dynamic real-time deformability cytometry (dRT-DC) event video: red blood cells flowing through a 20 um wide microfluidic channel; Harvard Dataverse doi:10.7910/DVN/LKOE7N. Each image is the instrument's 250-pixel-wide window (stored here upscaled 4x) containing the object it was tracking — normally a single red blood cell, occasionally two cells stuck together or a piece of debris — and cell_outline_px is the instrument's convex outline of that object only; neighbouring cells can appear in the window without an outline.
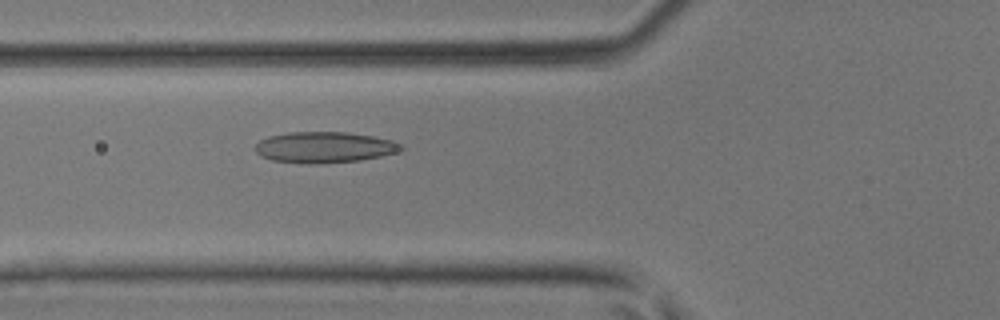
{"species": "common noctule bat (a hibernating species)", "species_latin": "Nyctalus noctula", "temperature_condition": "room temperature", "stored_images_in_passage": 37, "camera_frame_rate_fps": 3000, "um_per_image_px": 0.085, "animal": {"sex": "male", "body_mass_g": 17.9, "forearm_length_mm": 54.2}, "frame": {"image": 1, "passage_image": 8, "time_ms": 2.333, "image_size_px": [1000, 320], "cell_outline_px": [[404, 148], [396, 152], [380, 156], [360, 160], [316, 164], [272, 160], [260, 156], [256, 152], [256, 144], [260, 140], [268, 136], [288, 132], [348, 132], [372, 136], [392, 140], [404, 144]], "centroid_in_image_um": [27.58, 12.51], "position_along_channel_um": 98.2, "area_um2": 26.3}}
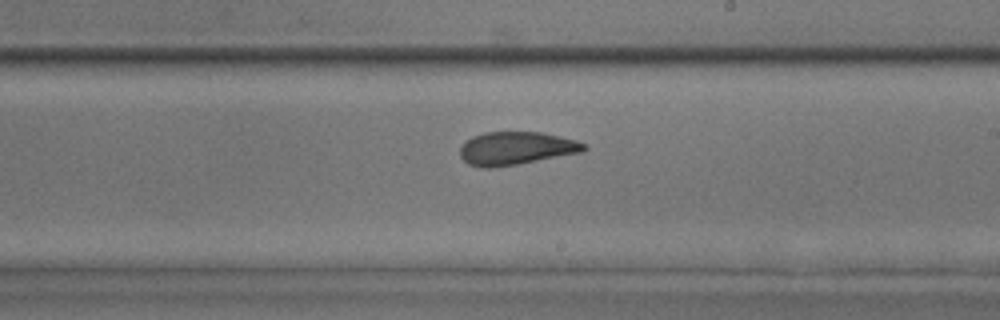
{"frame": {"image": 2, "passage_image": 18, "time_ms": 5.667, "image_size_px": [1000, 320], "cell_outline_px": [[588, 148], [584, 152], [516, 164], [492, 168], [480, 168], [468, 164], [460, 156], [460, 148], [472, 136], [484, 132], [540, 132], [560, 136], [576, 140], [588, 144]], "centroid_in_image_um": [43.9, 12.61], "position_along_channel_um": 245.1, "area_um2": 23.99}}
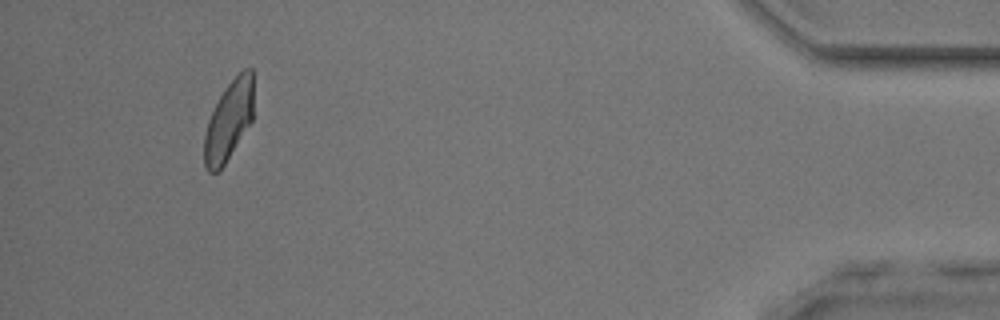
{"frame": {"image": 3, "passage_image": 34, "time_ms": 11.0, "image_size_px": [1000, 320], "cell_outline_px": [[252, 120], [224, 164], [216, 172], [208, 172], [204, 164], [204, 136], [208, 120], [220, 96], [228, 84], [244, 68], [252, 68]], "centroid_in_image_um": [19.43, 10.26], "position_along_channel_um": 415.8, "area_um2": 22.25}}